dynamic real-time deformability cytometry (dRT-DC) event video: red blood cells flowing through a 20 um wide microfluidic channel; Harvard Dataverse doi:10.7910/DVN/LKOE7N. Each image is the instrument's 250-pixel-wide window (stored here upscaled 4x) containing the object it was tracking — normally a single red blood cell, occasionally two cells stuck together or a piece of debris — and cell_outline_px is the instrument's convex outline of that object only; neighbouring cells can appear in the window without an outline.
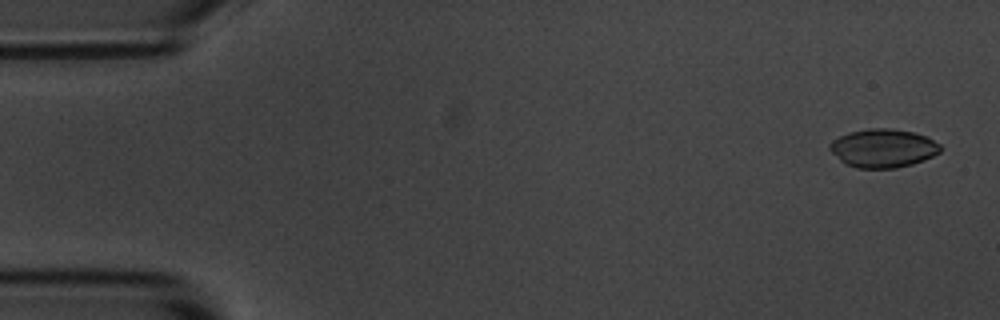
{"species": "common noctule bat (a hibernating species)", "species_latin": "Nyctalus noctula", "temperature_condition": "room temperature", "stored_images_in_passage": 4, "camera_frame_rate_fps": 3000, "um_per_image_px": 0.085, "animal": {"sex": "male", "body_mass_g": 20.1, "forearm_length_mm": 53.5}, "frame": {"image": 1, "passage_image": 1, "time_ms": 0.0, "image_size_px": [1000, 320], "cell_outline_px": [[944, 148], [940, 152], [924, 160], [912, 164], [896, 168], [856, 168], [844, 164], [828, 148], [828, 144], [832, 140], [848, 132], [868, 128], [892, 128], [912, 132], [924, 136], [940, 144]], "centroid_in_image_um": [75.04, 12.6], "position_along_channel_um": 10.0, "area_um2": 24.97}}
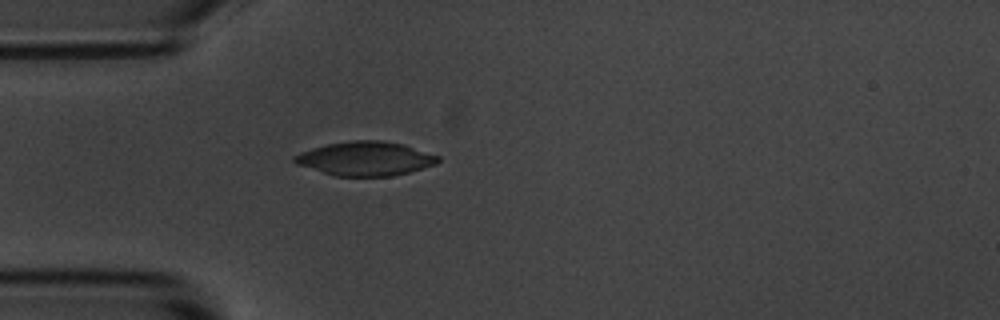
{"frame": {"image": 2, "passage_image": 4, "time_ms": 4.333, "image_size_px": [1000, 320], "cell_outline_px": [[440, 160], [436, 164], [408, 172], [392, 176], [336, 176], [296, 164], [292, 160], [292, 156], [300, 152], [312, 148], [328, 144], [352, 140], [380, 140], [404, 144], [440, 156]], "centroid_in_image_um": [31.06, 13.48], "position_along_channel_um": 53.9, "area_um2": 28.44}}